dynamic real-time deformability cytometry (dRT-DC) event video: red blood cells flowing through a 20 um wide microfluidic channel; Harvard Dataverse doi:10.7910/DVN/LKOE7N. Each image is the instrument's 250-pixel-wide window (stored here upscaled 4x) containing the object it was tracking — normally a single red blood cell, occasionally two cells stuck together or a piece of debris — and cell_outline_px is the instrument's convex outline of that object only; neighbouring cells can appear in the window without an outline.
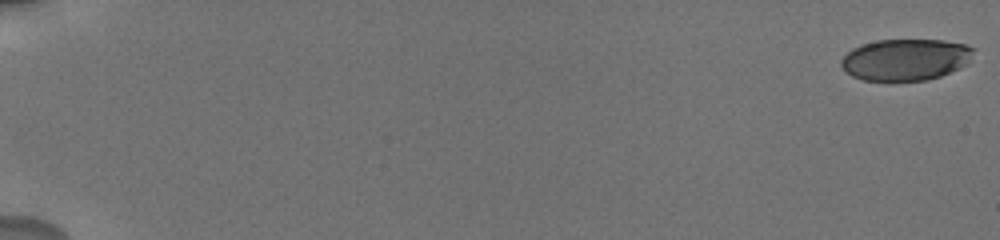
{"species": "human", "species_latin": "Homo sapiens", "temperature_condition": "cold", "stored_images_in_passage": 24, "camera_frame_rate_fps": 3000, "um_per_image_px": 0.085, "donor": {"sex": "male"}, "frame": {"image": 1, "passage_image": 1, "time_ms": 0.0, "image_size_px": [1000, 240], "cell_outline_px": [[976, 48], [968, 64], [960, 68], [940, 76], [928, 80], [864, 80], [852, 76], [840, 64], [840, 60], [852, 48], [860, 44], [876, 40], [944, 40], [964, 44]], "centroid_in_image_um": [77.0, 5.05], "position_along_channel_um": 8.0, "area_um2": 32.14}}
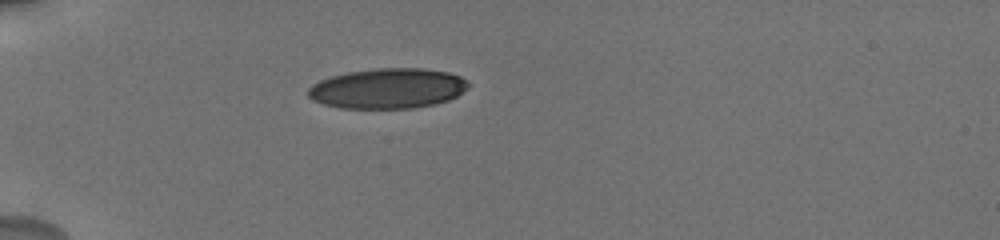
{"frame": {"image": 2, "passage_image": 16, "time_ms": 6.0, "image_size_px": [1000, 240], "cell_outline_px": [[472, 84], [468, 88], [456, 96], [448, 100], [436, 104], [412, 108], [340, 108], [324, 104], [312, 100], [308, 96], [308, 88], [312, 84], [320, 80], [332, 76], [348, 72], [376, 68], [424, 68], [448, 72], [460, 76]], "centroid_in_image_um": [32.97, 7.51], "position_along_channel_um": 52.0, "area_um2": 37.69}}
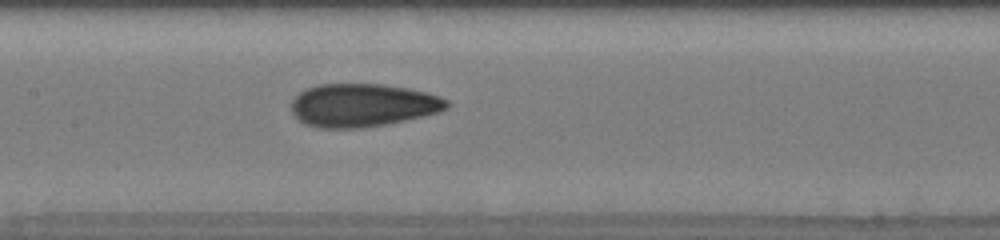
{"frame": {"image": 3, "passage_image": 24, "time_ms": 10.0, "image_size_px": [1000, 240], "cell_outline_px": [[448, 108], [440, 112], [424, 116], [364, 128], [316, 128], [304, 124], [292, 112], [292, 100], [304, 88], [320, 84], [384, 84], [408, 88], [428, 92], [440, 96], [448, 100]], "centroid_in_image_um": [30.84, 8.94], "position_along_channel_um": 176.6, "area_um2": 39.3}}